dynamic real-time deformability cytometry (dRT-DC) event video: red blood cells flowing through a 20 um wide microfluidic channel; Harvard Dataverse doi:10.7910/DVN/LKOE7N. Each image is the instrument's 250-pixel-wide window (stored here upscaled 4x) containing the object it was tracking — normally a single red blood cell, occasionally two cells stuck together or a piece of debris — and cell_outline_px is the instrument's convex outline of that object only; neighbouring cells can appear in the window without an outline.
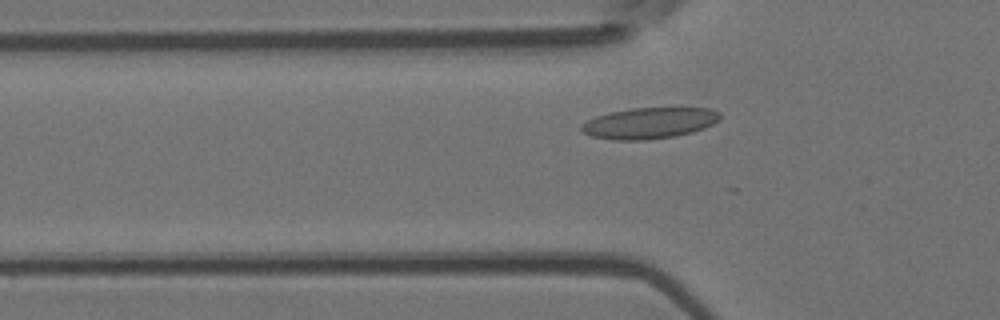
{"species": "Egyptian fruit bat (a non-hibernating species)", "species_latin": "Rousettus aegyptiacus", "temperature_condition": "room temperature", "stored_images_in_passage": 29, "camera_frame_rate_fps": 3000, "um_per_image_px": 0.085, "animal": {"sex": "female"}, "frame": {"image": 1, "passage_image": 10, "time_ms": 3.0, "image_size_px": [1000, 320], "cell_outline_px": [[720, 120], [704, 128], [692, 132], [676, 136], [644, 140], [612, 140], [592, 136], [584, 132], [580, 128], [580, 124], [596, 116], [612, 112], [632, 108], [712, 108], [720, 112]], "centroid_in_image_um": [55.21, 10.46], "position_along_channel_um": 70.6, "area_um2": 25.09}}
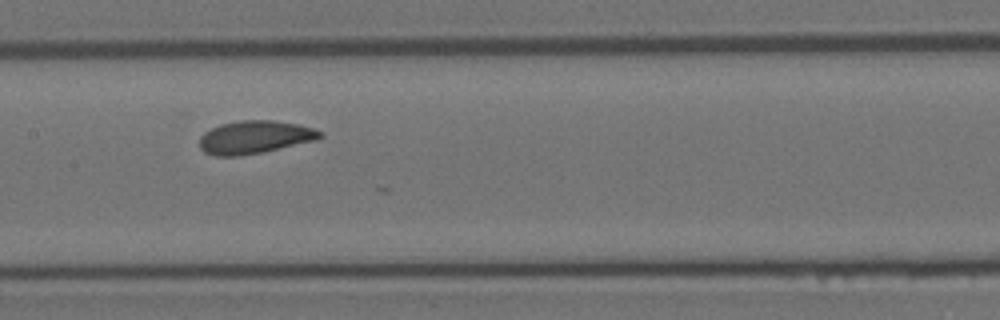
{"frame": {"image": 2, "passage_image": 19, "time_ms": 6.0, "image_size_px": [1000, 320], "cell_outline_px": [[324, 136], [316, 140], [264, 152], [240, 156], [216, 156], [204, 152], [200, 148], [200, 136], [204, 132], [220, 124], [240, 120], [272, 120], [300, 124], [324, 132]], "centroid_in_image_um": [21.67, 11.66], "position_along_channel_um": 185.7, "area_um2": 23.35}}
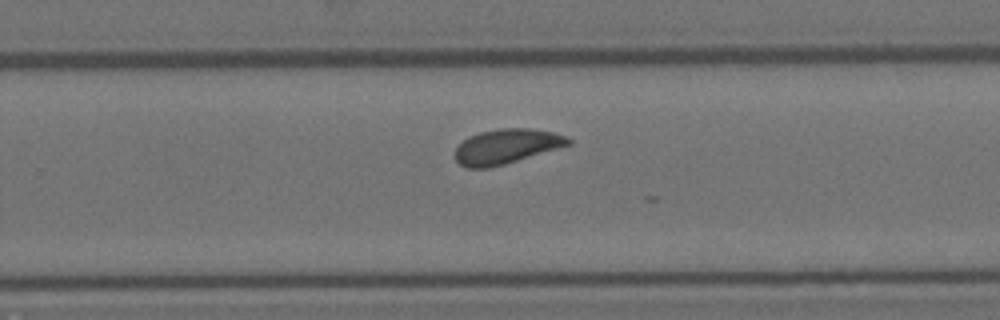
{"frame": {"image": 3, "passage_image": 27, "time_ms": 8.667, "image_size_px": [1000, 320], "cell_outline_px": [[572, 144], [504, 164], [488, 168], [468, 168], [460, 164], [456, 160], [456, 148], [468, 136], [480, 132], [500, 128], [528, 128], [552, 132], [564, 136], [572, 140]], "centroid_in_image_um": [43.04, 12.44], "position_along_channel_um": 286.8, "area_um2": 22.66}}